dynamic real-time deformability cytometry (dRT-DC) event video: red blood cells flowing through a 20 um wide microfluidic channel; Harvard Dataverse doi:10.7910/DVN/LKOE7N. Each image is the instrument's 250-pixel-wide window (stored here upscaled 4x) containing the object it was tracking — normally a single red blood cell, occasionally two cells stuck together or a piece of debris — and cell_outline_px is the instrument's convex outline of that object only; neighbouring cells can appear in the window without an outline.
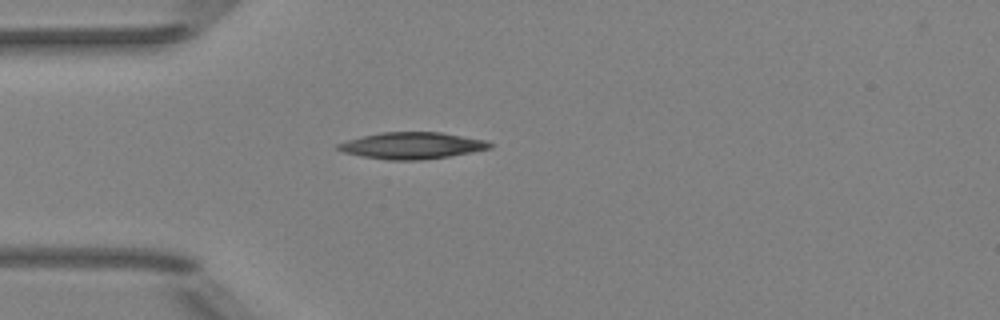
{"species": "Egyptian fruit bat (a non-hibernating species)", "species_latin": "Rousettus aegyptiacus", "temperature_condition": "room temperature", "stored_images_in_passage": 2, "camera_frame_rate_fps": 3000, "um_per_image_px": 0.085, "animal": {"sex": "female"}, "frame": {"image": 1, "passage_image": 2, "time_ms": 1.0, "image_size_px": [1000, 320], "cell_outline_px": [[492, 148], [472, 152], [448, 156], [420, 160], [388, 160], [360, 156], [344, 152], [336, 148], [336, 144], [348, 140], [380, 132], [440, 132], [488, 140], [492, 144]], "centroid_in_image_um": [35.04, 12.37], "position_along_channel_um": 50.0, "area_um2": 23.52}}